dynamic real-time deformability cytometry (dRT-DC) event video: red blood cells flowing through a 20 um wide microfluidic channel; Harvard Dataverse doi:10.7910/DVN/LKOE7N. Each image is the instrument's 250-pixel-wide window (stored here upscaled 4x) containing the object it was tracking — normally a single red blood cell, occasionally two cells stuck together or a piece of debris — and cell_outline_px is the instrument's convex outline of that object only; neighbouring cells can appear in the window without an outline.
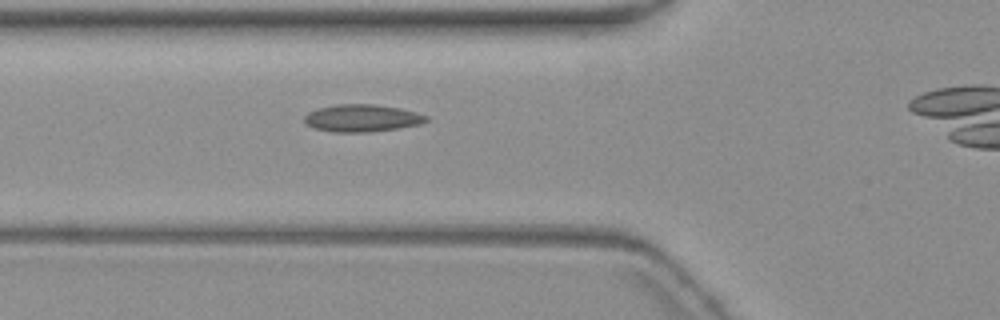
{"species": "common noctule bat (a hibernating species)", "species_latin": "Nyctalus noctula", "temperature_condition": "warm", "stored_images_in_passage": 5, "camera_frame_rate_fps": 3000, "um_per_image_px": 0.085, "animal": {"sex": "female", "body_mass_g": 19.3, "forearm_length_mm": 54.1}, "frame": {"image": 1, "passage_image": 4, "time_ms": 3.333, "image_size_px": [1000, 320], "cell_outline_px": [[428, 120], [420, 124], [400, 128], [372, 132], [332, 132], [316, 128], [308, 124], [304, 120], [304, 116], [308, 112], [316, 108], [336, 104], [372, 104], [400, 108], [416, 112], [428, 116]], "centroid_in_image_um": [30.78, 10.04], "position_along_channel_um": 95.0, "area_um2": 19.48}}